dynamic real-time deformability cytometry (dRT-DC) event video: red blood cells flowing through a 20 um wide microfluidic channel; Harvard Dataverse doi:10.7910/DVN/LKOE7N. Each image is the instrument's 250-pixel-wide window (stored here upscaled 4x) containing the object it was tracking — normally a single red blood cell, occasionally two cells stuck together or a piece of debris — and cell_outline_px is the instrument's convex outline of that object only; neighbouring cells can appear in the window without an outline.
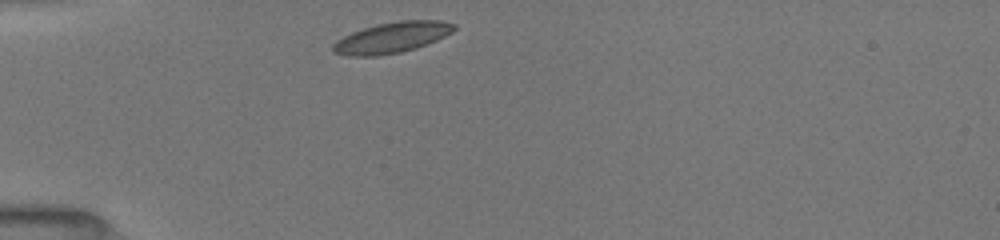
{"species": "common noctule bat (a hibernating species)", "species_latin": "Nyctalus noctula", "temperature_condition": "room temperature", "stored_images_in_passage": 33, "camera_frame_rate_fps": 3000, "um_per_image_px": 0.085, "animal": {"sex": "female", "body_mass_g": 19.5, "forearm_length_mm": 54.1}, "frame": {"image": 1, "passage_image": 1, "time_ms": 0.0, "image_size_px": [1000, 240], "cell_outline_px": [[456, 28], [452, 32], [436, 40], [416, 48], [400, 52], [376, 56], [348, 56], [332, 52], [332, 44], [336, 40], [352, 32], [376, 24], [400, 20], [440, 20], [456, 24]], "centroid_in_image_um": [33.3, 3.19], "position_along_channel_um": 51.7, "area_um2": 21.73}}
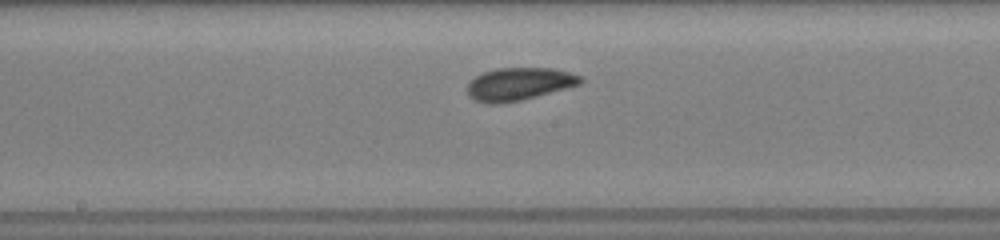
{"frame": {"image": 2, "passage_image": 14, "time_ms": 4.333, "image_size_px": [1000, 240], "cell_outline_px": [[584, 80], [580, 84], [536, 96], [520, 100], [500, 104], [488, 104], [476, 100], [468, 96], [468, 80], [484, 72], [496, 68], [552, 68], [568, 72], [580, 76]], "centroid_in_image_um": [44.08, 7.14], "position_along_channel_um": 204.1, "area_um2": 21.44}}
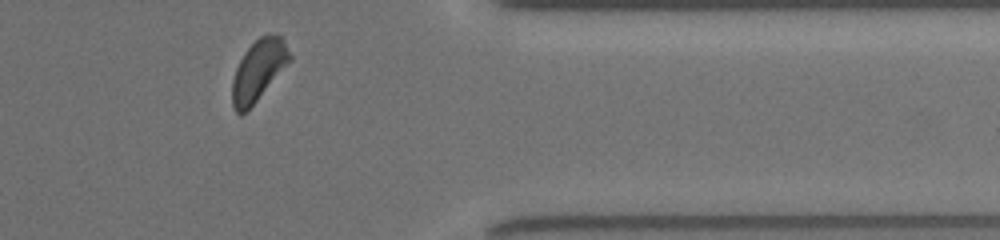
{"frame": {"image": 3, "passage_image": 29, "time_ms": 9.333, "image_size_px": [1000, 240], "cell_outline_px": [[292, 60], [256, 100], [240, 116], [236, 112], [232, 104], [232, 80], [236, 68], [244, 52], [260, 36], [276, 32], [280, 36], [292, 56]], "centroid_in_image_um": [21.97, 5.95], "position_along_channel_um": 389.4, "area_um2": 20.11}, "authors_computed_cell_mechanics": {"area_um2": 20.8658, "velocity_mm_per_s": 3.9602, "shape_relaxation_time_tau1_ms": 2.5421, "shape_relaxation_time_tau2_ms": 4.3686, "deformation_change_tau1": 0.0813, "deformation_change_tau2": 0.0871}}